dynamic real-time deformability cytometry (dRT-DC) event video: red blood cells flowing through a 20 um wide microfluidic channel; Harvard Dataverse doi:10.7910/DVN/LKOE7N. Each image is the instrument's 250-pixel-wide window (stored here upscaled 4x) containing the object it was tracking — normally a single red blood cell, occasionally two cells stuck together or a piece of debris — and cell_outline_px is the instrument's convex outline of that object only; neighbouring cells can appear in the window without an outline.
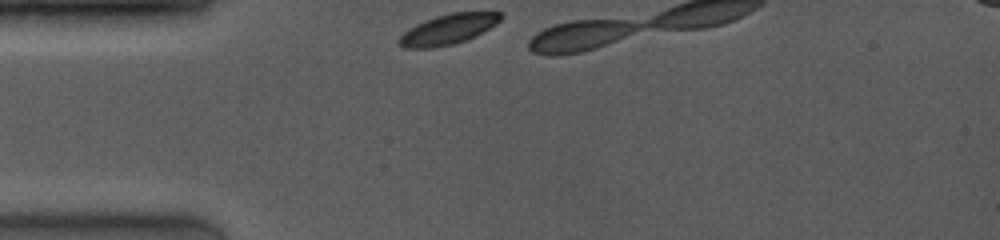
{"species": "common noctule bat (a hibernating species)", "species_latin": "Nyctalus noctula", "temperature_condition": "room temperature", "stored_images_in_passage": 6, "camera_frame_rate_fps": 4000, "um_per_image_px": 0.085, "animal": {"sex": "female", "body_mass_g": 19.0, "forearm_length_mm": 53.3}, "frame": {"image": 1, "passage_image": 1, "time_ms": 0.0, "image_size_px": [1000, 240], "cell_outline_px": [[504, 16], [496, 24], [476, 36], [452, 44], [432, 48], [404, 48], [396, 44], [396, 40], [408, 28], [424, 20], [436, 16], [452, 12], [500, 12]], "centroid_in_image_um": [38.05, 2.49], "position_along_channel_um": 46.9, "area_um2": 17.98}}